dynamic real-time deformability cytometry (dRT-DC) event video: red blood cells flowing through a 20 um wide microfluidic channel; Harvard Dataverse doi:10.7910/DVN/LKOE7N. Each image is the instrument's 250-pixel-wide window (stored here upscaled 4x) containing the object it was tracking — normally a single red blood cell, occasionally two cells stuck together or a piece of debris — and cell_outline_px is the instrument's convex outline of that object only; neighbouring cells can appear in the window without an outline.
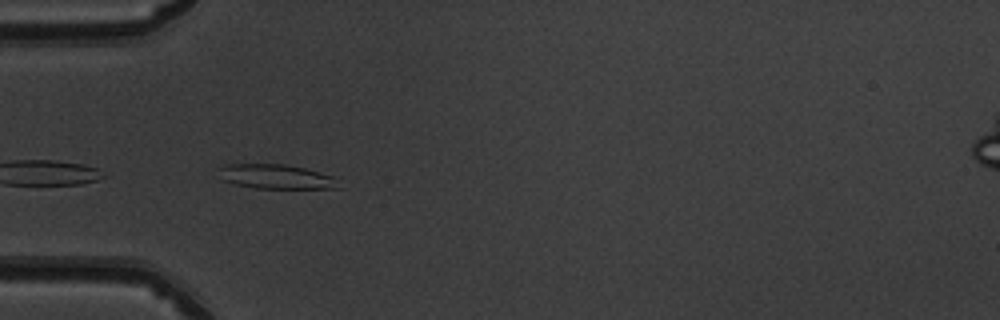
{"species": "common noctule bat (a hibernating species)", "species_latin": "Nyctalus noctula", "temperature_condition": "warm", "stored_images_in_passage": 20, "camera_frame_rate_fps": 3000, "um_per_image_px": 0.085, "animal": {"sex": "male", "body_mass_g": 19.5, "forearm_length_mm": 54.6}, "frame": {"image": 1, "passage_image": 15, "time_ms": 4.667, "image_size_px": [1000, 320], "cell_outline_px": [[340, 188], [252, 188], [220, 180], [216, 168], [224, 164], [284, 164], [304, 168], [332, 176]], "centroid_in_image_um": [23.33, 15.0], "position_along_channel_um": 61.7, "area_um2": 17.11}}